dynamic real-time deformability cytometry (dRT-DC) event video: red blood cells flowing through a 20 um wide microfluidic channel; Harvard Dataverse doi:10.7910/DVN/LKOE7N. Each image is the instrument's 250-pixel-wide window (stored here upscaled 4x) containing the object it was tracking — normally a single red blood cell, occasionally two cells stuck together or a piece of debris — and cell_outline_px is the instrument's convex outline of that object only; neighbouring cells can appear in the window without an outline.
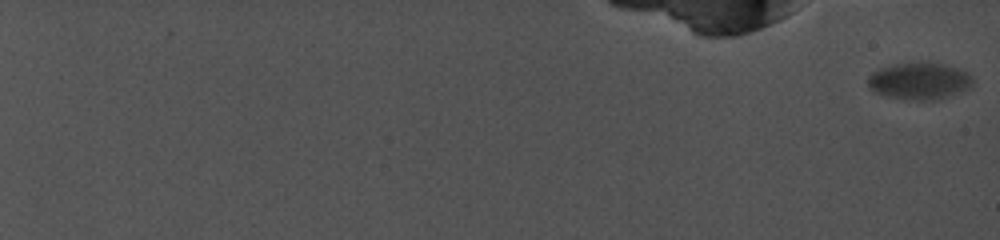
{"species": "common noctule bat (a hibernating species)", "species_latin": "Nyctalus noctula", "temperature_condition": "cold", "stored_images_in_passage": 19, "camera_frame_rate_fps": 5000, "um_per_image_px": 0.085, "animal": {"sex": "female", "body_mass_g": 19.0, "forearm_length_mm": 56.7}, "frame": {"image": 1, "passage_image": 1, "time_ms": 0.0, "image_size_px": [1000, 240], "cell_outline_px": [[976, 84], [972, 88], [936, 100], [904, 100], [872, 92], [868, 88], [868, 76], [876, 68], [888, 64], [916, 60], [928, 60], [944, 64], [968, 72], [976, 80]], "centroid_in_image_um": [78.15, 6.84], "position_along_channel_um": 6.9, "area_um2": 23.87}}
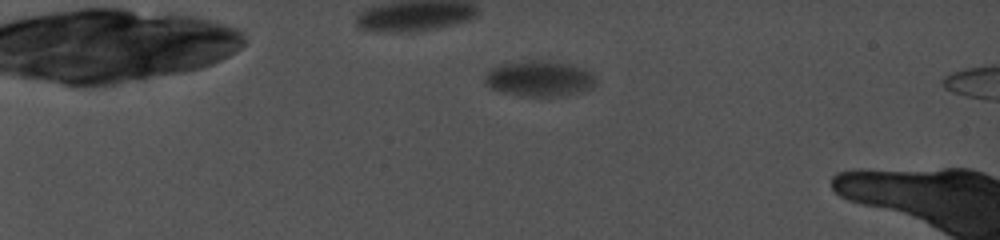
{"frame": {"image": 2, "passage_image": 15, "time_ms": 6.8, "image_size_px": [1000, 240], "cell_outline_px": [[596, 84], [592, 88], [584, 92], [568, 96], [524, 96], [504, 92], [488, 88], [484, 84], [484, 72], [488, 68], [504, 64], [568, 64], [584, 68], [592, 72], [596, 80]], "centroid_in_image_um": [45.86, 6.76], "position_along_channel_um": 39.1, "area_um2": 22.43}}